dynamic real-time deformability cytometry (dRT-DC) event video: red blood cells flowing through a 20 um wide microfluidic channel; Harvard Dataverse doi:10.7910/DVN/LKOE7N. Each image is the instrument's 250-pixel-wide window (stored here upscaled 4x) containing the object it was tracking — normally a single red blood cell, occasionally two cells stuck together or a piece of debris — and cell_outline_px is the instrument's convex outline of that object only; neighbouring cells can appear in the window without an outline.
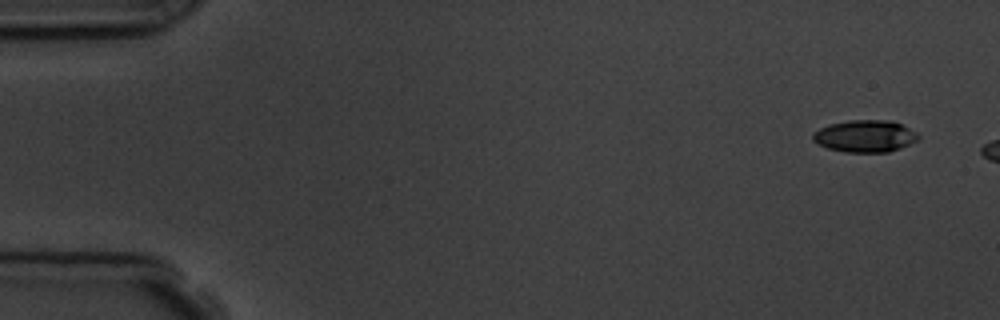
{"species": "common noctule bat (a hibernating species)", "species_latin": "Nyctalus noctula", "temperature_condition": "room temperature", "stored_images_in_passage": 3, "camera_frame_rate_fps": 3000, "um_per_image_px": 0.085, "animal": {"sex": "male", "body_mass_g": 19.5, "forearm_length_mm": 54.6}, "frame": {"image": 1, "passage_image": 1, "time_ms": 0.0, "image_size_px": [1000, 320], "cell_outline_px": [[920, 136], [916, 140], [900, 148], [888, 152], [844, 152], [828, 148], [812, 140], [812, 132], [828, 124], [848, 120], [892, 120], [916, 132]], "centroid_in_image_um": [73.49, 11.56], "position_along_channel_um": 11.5, "area_um2": 19.65}}